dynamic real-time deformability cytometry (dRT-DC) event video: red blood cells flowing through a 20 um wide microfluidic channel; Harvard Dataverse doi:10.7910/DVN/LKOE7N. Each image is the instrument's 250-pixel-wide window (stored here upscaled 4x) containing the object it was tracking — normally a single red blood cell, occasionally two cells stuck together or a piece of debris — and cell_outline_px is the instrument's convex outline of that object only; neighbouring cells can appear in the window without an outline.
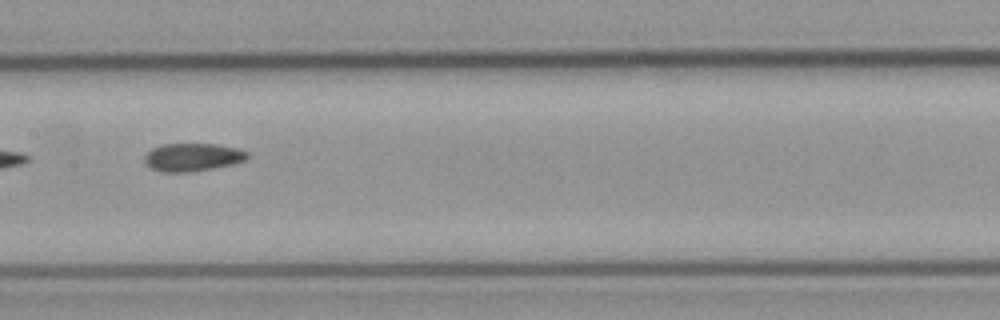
{"species": "common noctule bat (a hibernating species)", "species_latin": "Nyctalus noctula", "temperature_condition": "cold", "stored_images_in_passage": 8, "camera_frame_rate_fps": 3000, "um_per_image_px": 0.085, "animal": {"sex": "male", "body_mass_g": 23.1, "forearm_length_mm": 52.7}, "frame": {"image": 1, "passage_image": 6, "time_ms": 6.0, "image_size_px": [1000, 320], "cell_outline_px": [[248, 156], [244, 160], [232, 164], [212, 168], [188, 172], [164, 172], [152, 168], [144, 160], [144, 156], [152, 148], [160, 144], [216, 144], [236, 148], [248, 152]], "centroid_in_image_um": [16.35, 13.35], "position_along_channel_um": 191.1, "area_um2": 16.53}}
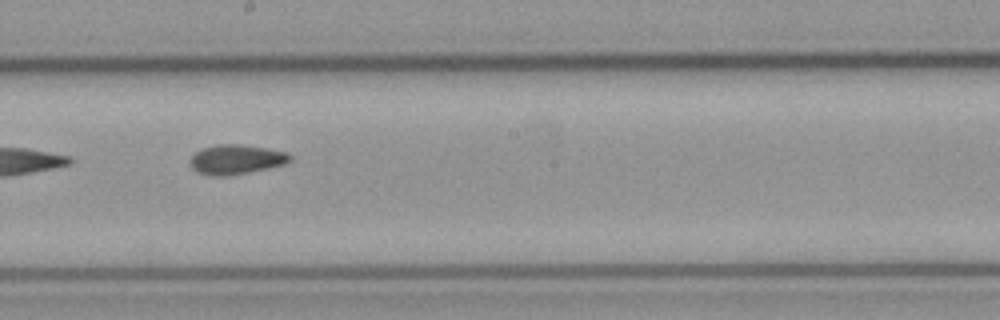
{"frame": {"image": 2, "passage_image": 7, "time_ms": 7.0, "image_size_px": [1000, 320], "cell_outline_px": [[292, 160], [284, 164], [268, 168], [228, 176], [208, 176], [196, 172], [192, 168], [192, 156], [200, 148], [216, 144], [240, 144], [288, 152], [292, 156]], "centroid_in_image_um": [20.07, 13.55], "position_along_channel_um": 228.1, "area_um2": 17.28}}
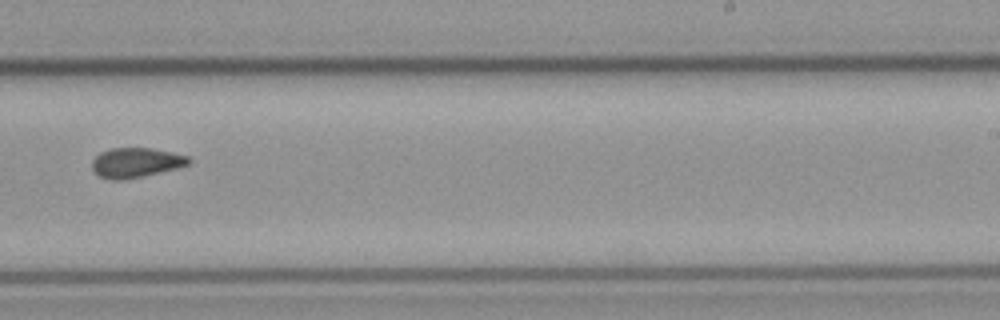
{"frame": {"image": 3, "passage_image": 8, "time_ms": 8.333, "image_size_px": [1000, 320], "cell_outline_px": [[192, 160], [188, 164], [176, 168], [124, 180], [112, 180], [100, 176], [92, 168], [92, 160], [100, 152], [112, 148], [152, 148], [188, 156]], "centroid_in_image_um": [11.53, 13.81], "position_along_channel_um": 277.5, "area_um2": 16.53}}